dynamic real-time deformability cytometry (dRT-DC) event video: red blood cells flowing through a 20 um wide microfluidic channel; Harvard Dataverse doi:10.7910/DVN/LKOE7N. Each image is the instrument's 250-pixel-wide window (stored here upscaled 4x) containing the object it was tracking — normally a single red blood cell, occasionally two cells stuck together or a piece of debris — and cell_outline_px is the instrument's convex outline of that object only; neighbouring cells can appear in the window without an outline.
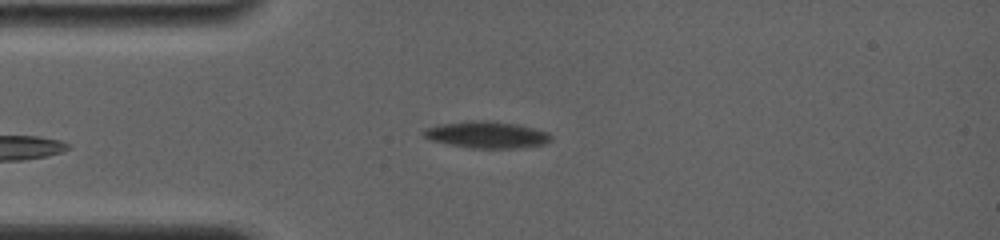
{"species": "common noctule bat (a hibernating species)", "species_latin": "Nyctalus noctula", "temperature_condition": "room temperature", "stored_images_in_passage": 32, "camera_frame_rate_fps": 4000, "um_per_image_px": 0.085, "animal": {"sex": "female", "body_mass_g": 19.0, "forearm_length_mm": 56.7}, "frame": {"image": 1, "passage_image": 1, "time_ms": 0.0, "image_size_px": [1000, 240], "cell_outline_px": [[552, 140], [544, 144], [516, 148], [472, 148], [448, 144], [432, 140], [424, 136], [420, 132], [424, 128], [436, 124], [468, 120], [488, 120], [516, 124], [548, 132], [552, 136]], "centroid_in_image_um": [41.32, 11.44], "position_along_channel_um": 43.7, "area_um2": 20.0}}
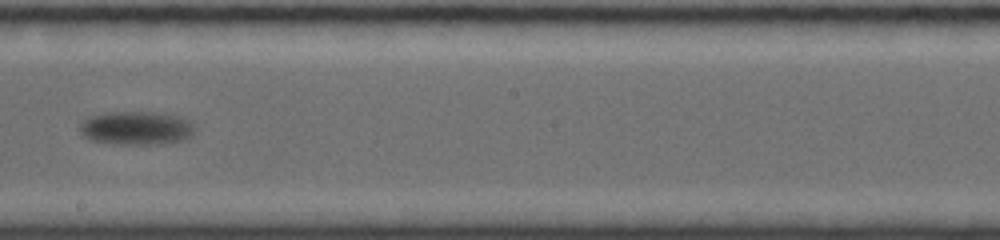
{"frame": {"image": 2, "passage_image": 14, "time_ms": 6.0, "image_size_px": [1000, 240], "cell_outline_px": [[196, 132], [192, 136], [180, 140], [148, 144], [128, 144], [88, 140], [80, 132], [80, 124], [84, 120], [92, 116], [104, 112], [156, 112], [176, 116], [188, 120], [192, 124]], "centroid_in_image_um": [11.57, 10.87], "position_along_channel_um": 236.6, "area_um2": 22.14}}
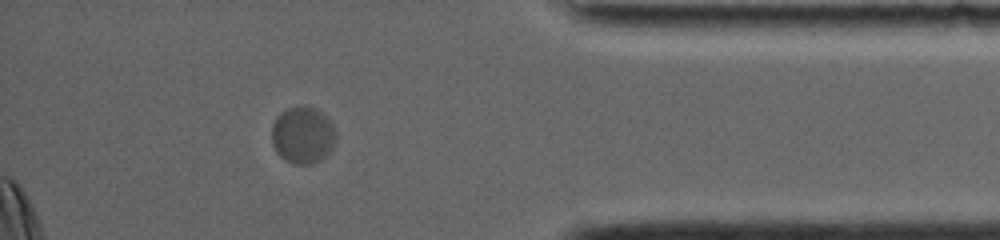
{"frame": {"image": 3, "passage_image": 28, "time_ms": 11.5, "image_size_px": [1000, 240], "cell_outline_px": [[336, 140], [332, 148], [320, 160], [312, 164], [292, 164], [284, 160], [276, 152], [272, 144], [272, 124], [276, 116], [284, 108], [304, 104], [316, 108], [332, 124], [336, 132]], "centroid_in_image_um": [25.7, 11.46], "position_along_channel_um": 409.5, "area_um2": 21.68}, "authors_computed_cell_mechanics": {"area_um2": 21.6461, "velocity_mm_per_s": 3.4535, "shape_relaxation_time_tau1_ms": 1.6941, "shape_relaxation_time_tau2_ms": null, "deformation_change_tau1": 0.0942, "deformation_change_tau2": null}}